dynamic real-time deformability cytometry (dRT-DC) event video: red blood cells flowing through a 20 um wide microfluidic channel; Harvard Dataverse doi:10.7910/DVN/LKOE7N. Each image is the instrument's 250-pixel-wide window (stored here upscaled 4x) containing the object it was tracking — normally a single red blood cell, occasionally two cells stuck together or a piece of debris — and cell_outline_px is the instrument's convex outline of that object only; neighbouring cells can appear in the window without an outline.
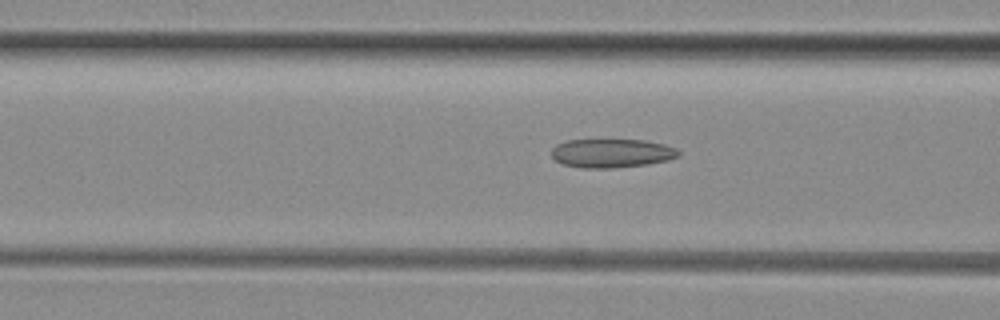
{"species": "common noctule bat (a hibernating species)", "species_latin": "Nyctalus noctula", "temperature_condition": "room temperature", "stored_images_in_passage": 27, "camera_frame_rate_fps": 3000, "um_per_image_px": 0.085, "animal": {"sex": "female", "body_mass_g": 29.2, "forearm_length_mm": 56.3}, "frame": {"image": 1, "passage_image": 6, "time_ms": 1.667, "image_size_px": [1000, 320], "cell_outline_px": [[680, 156], [668, 160], [644, 164], [612, 168], [584, 168], [564, 164], [556, 160], [552, 156], [552, 148], [556, 144], [568, 140], [644, 140], [664, 144], [676, 148], [680, 152]], "centroid_in_image_um": [52.0, 13.01], "position_along_channel_um": 114.6, "area_um2": 21.15}}
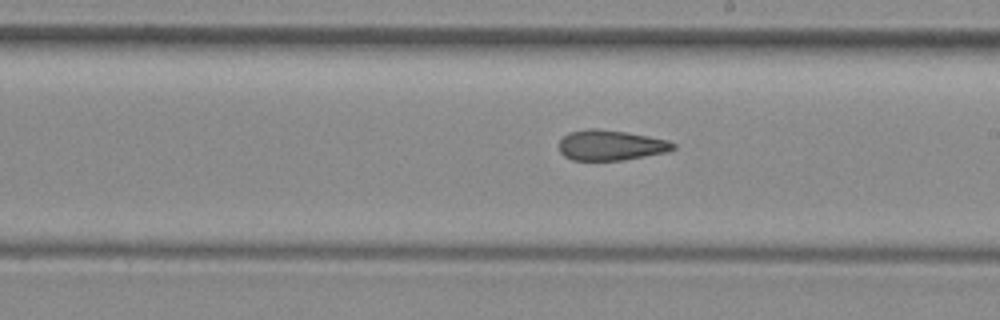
{"frame": {"image": 2, "passage_image": 15, "time_ms": 4.667, "image_size_px": [1000, 320], "cell_outline_px": [[676, 148], [668, 152], [624, 160], [572, 160], [564, 156], [560, 152], [560, 140], [568, 132], [588, 128], [596, 128], [624, 132], [648, 136], [668, 140], [676, 144]], "centroid_in_image_um": [51.92, 12.34], "position_along_channel_um": 237.1, "area_um2": 20.23}}
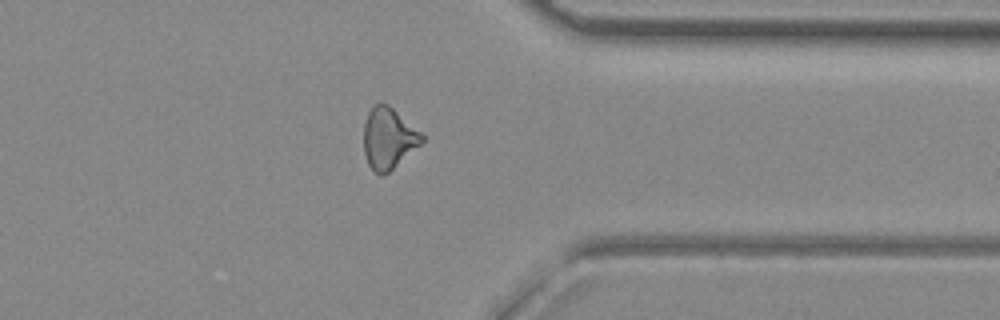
{"frame": {"image": 3, "passage_image": 26, "time_ms": 8.333, "image_size_px": [1000, 320], "cell_outline_px": [[424, 140], [420, 144], [388, 172], [380, 176], [368, 164], [364, 152], [364, 124], [368, 112], [376, 104], [388, 104], [420, 132], [424, 136]], "centroid_in_image_um": [33.0, 11.76], "position_along_channel_um": 378.4, "area_um2": 20.17}}